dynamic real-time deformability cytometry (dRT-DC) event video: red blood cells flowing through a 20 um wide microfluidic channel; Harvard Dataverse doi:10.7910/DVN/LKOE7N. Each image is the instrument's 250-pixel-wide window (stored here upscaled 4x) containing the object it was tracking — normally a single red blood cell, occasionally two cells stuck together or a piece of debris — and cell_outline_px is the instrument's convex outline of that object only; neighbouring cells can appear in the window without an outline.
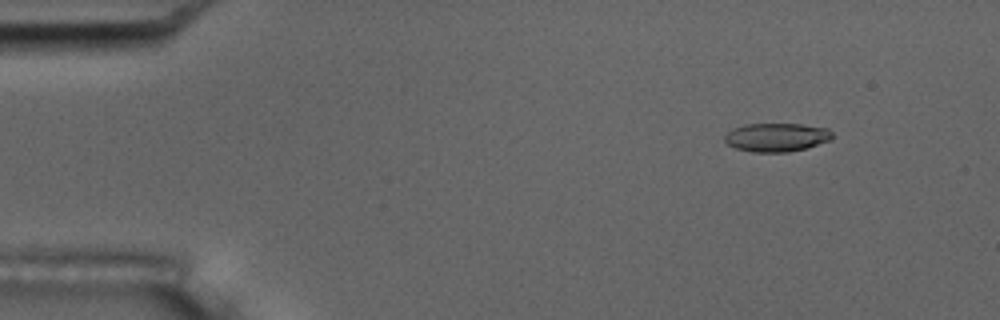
{"species": "common noctule bat (a hibernating species)", "species_latin": "Nyctalus noctula", "temperature_condition": "room temperature", "stored_images_in_passage": 54, "camera_frame_rate_fps": 3000, "um_per_image_px": 0.085, "animal": {"sex": "male", "body_mass_g": 17.5, "forearm_length_mm": 52.3}, "frame": {"image": 1, "passage_image": 6, "time_ms": 1.667, "image_size_px": [1000, 320], "cell_outline_px": [[832, 136], [828, 140], [804, 148], [788, 152], [752, 152], [736, 148], [728, 144], [724, 140], [724, 136], [732, 128], [744, 124], [800, 124], [828, 128], [832, 132]], "centroid_in_image_um": [65.96, 11.66], "position_along_channel_um": 19.0, "area_um2": 17.74}}
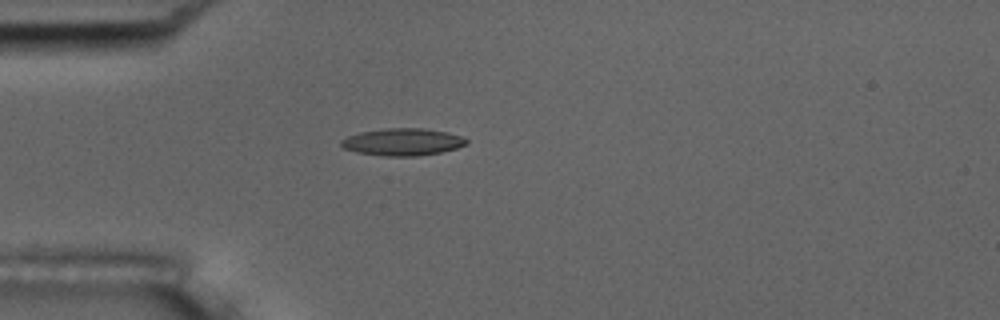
{"frame": {"image": 2, "passage_image": 15, "time_ms": 4.667, "image_size_px": [1000, 320], "cell_outline_px": [[468, 144], [456, 148], [440, 152], [416, 156], [384, 156], [356, 152], [344, 148], [340, 144], [340, 140], [348, 136], [360, 132], [388, 128], [424, 128], [448, 132], [460, 136], [468, 140]], "centroid_in_image_um": [34.22, 12.06], "position_along_channel_um": 50.8, "area_um2": 19.83}}
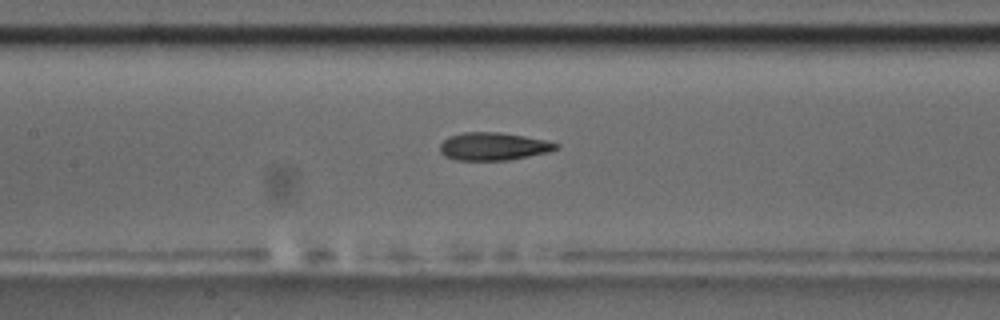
{"frame": {"image": 3, "passage_image": 25, "time_ms": 8.0, "image_size_px": [1000, 320], "cell_outline_px": [[560, 148], [548, 152], [508, 160], [456, 160], [444, 156], [440, 152], [440, 144], [448, 136], [464, 132], [500, 132], [548, 140], [560, 144]], "centroid_in_image_um": [41.95, 12.44], "position_along_channel_um": 165.5, "area_um2": 18.96}, "authors_computed_cell_mechanics": {"area_um2": 18.9584, "velocity_mm_per_s": 3.7548, "shape_relaxation_time_tau1_ms": 9.3889, "shape_relaxation_time_tau2_ms": 2.56, "deformation_change_tau1": 0.2029, "deformation_change_tau2": 0.115}}